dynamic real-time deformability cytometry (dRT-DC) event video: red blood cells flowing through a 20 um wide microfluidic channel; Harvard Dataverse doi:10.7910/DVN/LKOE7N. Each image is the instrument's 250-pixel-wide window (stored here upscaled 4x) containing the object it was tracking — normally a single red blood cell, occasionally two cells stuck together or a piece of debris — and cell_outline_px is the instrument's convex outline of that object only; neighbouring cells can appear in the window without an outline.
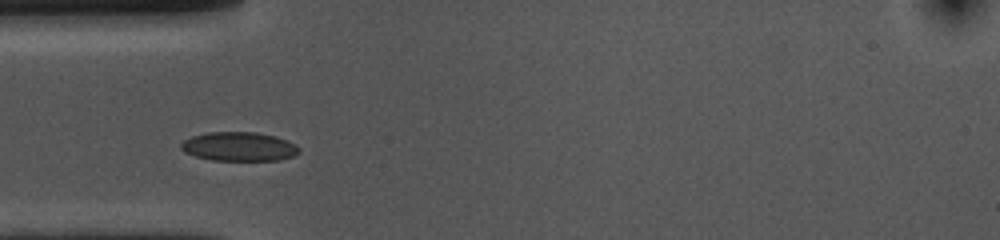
{"species": "common noctule bat (a hibernating species)", "species_latin": "Nyctalus noctula", "temperature_condition": "cold", "stored_images_in_passage": 22, "camera_frame_rate_fps": 3000, "um_per_image_px": 0.085, "animal": {"sex": "female", "body_mass_g": 10.0, "forearm_length_mm": 53.1}, "frame": {"image": 1, "passage_image": 4, "time_ms": 1.0, "image_size_px": [1000, 240], "cell_outline_px": [[300, 152], [292, 156], [280, 160], [212, 160], [196, 156], [184, 152], [180, 148], [180, 144], [184, 140], [192, 136], [208, 132], [256, 132], [276, 136], [300, 148]], "centroid_in_image_um": [20.29, 12.45], "position_along_channel_um": 64.7, "area_um2": 19.83}}
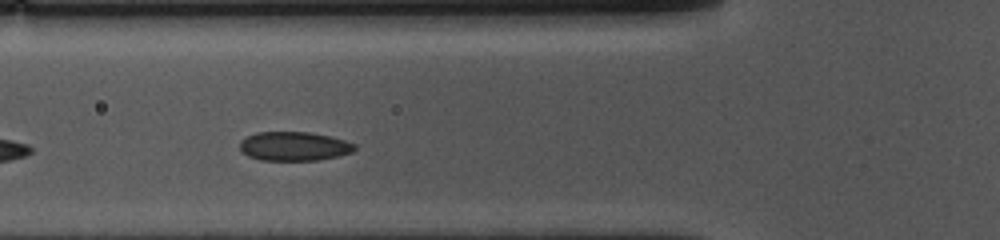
{"frame": {"image": 2, "passage_image": 7, "time_ms": 2.0, "image_size_px": [1000, 240], "cell_outline_px": [[356, 148], [352, 152], [336, 156], [316, 160], [260, 160], [248, 156], [240, 148], [240, 140], [256, 132], [308, 132], [328, 136], [344, 140], [356, 144]], "centroid_in_image_um": [24.98, 12.43], "position_along_channel_um": 100.8, "area_um2": 19.25}}
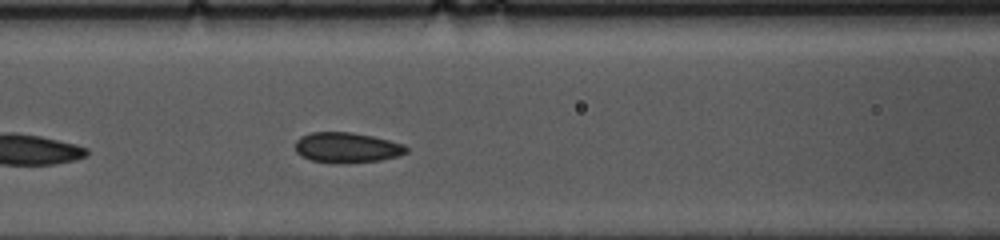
{"frame": {"image": 3, "passage_image": 10, "time_ms": 3.0, "image_size_px": [1000, 240], "cell_outline_px": [[408, 152], [400, 156], [380, 160], [336, 164], [312, 160], [296, 152], [296, 140], [300, 136], [312, 132], [352, 132], [372, 136], [404, 144], [408, 148]], "centroid_in_image_um": [29.51, 12.54], "position_along_channel_um": 137.1, "area_um2": 19.65}}